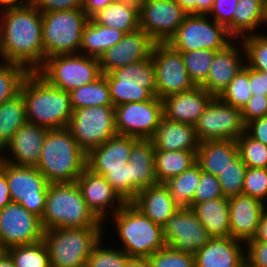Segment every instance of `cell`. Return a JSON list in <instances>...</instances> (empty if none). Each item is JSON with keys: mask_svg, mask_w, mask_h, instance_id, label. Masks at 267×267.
<instances>
[{"mask_svg": "<svg viewBox=\"0 0 267 267\" xmlns=\"http://www.w3.org/2000/svg\"><path fill=\"white\" fill-rule=\"evenodd\" d=\"M114 0H83V10L91 18L99 10L104 9Z\"/></svg>", "mask_w": 267, "mask_h": 267, "instance_id": "58", "label": "cell"}, {"mask_svg": "<svg viewBox=\"0 0 267 267\" xmlns=\"http://www.w3.org/2000/svg\"><path fill=\"white\" fill-rule=\"evenodd\" d=\"M212 6L213 0H196V14L208 15Z\"/></svg>", "mask_w": 267, "mask_h": 267, "instance_id": "60", "label": "cell"}, {"mask_svg": "<svg viewBox=\"0 0 267 267\" xmlns=\"http://www.w3.org/2000/svg\"><path fill=\"white\" fill-rule=\"evenodd\" d=\"M245 65L244 46L240 39H234L224 49L216 51L207 80L201 87L213 96H219Z\"/></svg>", "mask_w": 267, "mask_h": 267, "instance_id": "21", "label": "cell"}, {"mask_svg": "<svg viewBox=\"0 0 267 267\" xmlns=\"http://www.w3.org/2000/svg\"><path fill=\"white\" fill-rule=\"evenodd\" d=\"M91 18L100 25L118 29L125 34L140 28L138 5L124 0H114Z\"/></svg>", "mask_w": 267, "mask_h": 267, "instance_id": "32", "label": "cell"}, {"mask_svg": "<svg viewBox=\"0 0 267 267\" xmlns=\"http://www.w3.org/2000/svg\"><path fill=\"white\" fill-rule=\"evenodd\" d=\"M69 94L73 110L81 107L114 106L104 74L95 81L72 90Z\"/></svg>", "mask_w": 267, "mask_h": 267, "instance_id": "36", "label": "cell"}, {"mask_svg": "<svg viewBox=\"0 0 267 267\" xmlns=\"http://www.w3.org/2000/svg\"><path fill=\"white\" fill-rule=\"evenodd\" d=\"M138 7L140 28L155 43H167L187 15L176 0H147Z\"/></svg>", "mask_w": 267, "mask_h": 267, "instance_id": "17", "label": "cell"}, {"mask_svg": "<svg viewBox=\"0 0 267 267\" xmlns=\"http://www.w3.org/2000/svg\"><path fill=\"white\" fill-rule=\"evenodd\" d=\"M130 203L143 215L162 227L168 218L180 208L174 202L169 188L164 183L140 190Z\"/></svg>", "mask_w": 267, "mask_h": 267, "instance_id": "28", "label": "cell"}, {"mask_svg": "<svg viewBox=\"0 0 267 267\" xmlns=\"http://www.w3.org/2000/svg\"><path fill=\"white\" fill-rule=\"evenodd\" d=\"M249 85V67L245 65L218 97L225 103L242 110L252 96Z\"/></svg>", "mask_w": 267, "mask_h": 267, "instance_id": "43", "label": "cell"}, {"mask_svg": "<svg viewBox=\"0 0 267 267\" xmlns=\"http://www.w3.org/2000/svg\"><path fill=\"white\" fill-rule=\"evenodd\" d=\"M242 194L267 203V168H249L245 172Z\"/></svg>", "mask_w": 267, "mask_h": 267, "instance_id": "48", "label": "cell"}, {"mask_svg": "<svg viewBox=\"0 0 267 267\" xmlns=\"http://www.w3.org/2000/svg\"><path fill=\"white\" fill-rule=\"evenodd\" d=\"M28 1L29 0H0V12L20 7L26 4Z\"/></svg>", "mask_w": 267, "mask_h": 267, "instance_id": "61", "label": "cell"}, {"mask_svg": "<svg viewBox=\"0 0 267 267\" xmlns=\"http://www.w3.org/2000/svg\"><path fill=\"white\" fill-rule=\"evenodd\" d=\"M124 1L132 2V3H135L139 6L141 3H143L147 0H124Z\"/></svg>", "mask_w": 267, "mask_h": 267, "instance_id": "65", "label": "cell"}, {"mask_svg": "<svg viewBox=\"0 0 267 267\" xmlns=\"http://www.w3.org/2000/svg\"><path fill=\"white\" fill-rule=\"evenodd\" d=\"M110 219L115 225L116 237L120 239L119 248L130 257L147 259L166 246L162 226L143 215L130 202Z\"/></svg>", "mask_w": 267, "mask_h": 267, "instance_id": "5", "label": "cell"}, {"mask_svg": "<svg viewBox=\"0 0 267 267\" xmlns=\"http://www.w3.org/2000/svg\"><path fill=\"white\" fill-rule=\"evenodd\" d=\"M125 33L96 23L89 18L81 38L79 53L99 59L105 51L116 45Z\"/></svg>", "mask_w": 267, "mask_h": 267, "instance_id": "33", "label": "cell"}, {"mask_svg": "<svg viewBox=\"0 0 267 267\" xmlns=\"http://www.w3.org/2000/svg\"><path fill=\"white\" fill-rule=\"evenodd\" d=\"M155 148L151 139H137L132 146L130 162V202L138 192L158 184L155 173Z\"/></svg>", "mask_w": 267, "mask_h": 267, "instance_id": "27", "label": "cell"}, {"mask_svg": "<svg viewBox=\"0 0 267 267\" xmlns=\"http://www.w3.org/2000/svg\"><path fill=\"white\" fill-rule=\"evenodd\" d=\"M215 53L216 51L208 49L182 53L184 65L195 86H201L207 80Z\"/></svg>", "mask_w": 267, "mask_h": 267, "instance_id": "41", "label": "cell"}, {"mask_svg": "<svg viewBox=\"0 0 267 267\" xmlns=\"http://www.w3.org/2000/svg\"><path fill=\"white\" fill-rule=\"evenodd\" d=\"M266 25H267V0H266Z\"/></svg>", "mask_w": 267, "mask_h": 267, "instance_id": "68", "label": "cell"}, {"mask_svg": "<svg viewBox=\"0 0 267 267\" xmlns=\"http://www.w3.org/2000/svg\"><path fill=\"white\" fill-rule=\"evenodd\" d=\"M244 245V242L231 236L212 238L194 255L195 267H243Z\"/></svg>", "mask_w": 267, "mask_h": 267, "instance_id": "25", "label": "cell"}, {"mask_svg": "<svg viewBox=\"0 0 267 267\" xmlns=\"http://www.w3.org/2000/svg\"><path fill=\"white\" fill-rule=\"evenodd\" d=\"M245 132L254 140L267 145V116L248 122L245 125Z\"/></svg>", "mask_w": 267, "mask_h": 267, "instance_id": "55", "label": "cell"}, {"mask_svg": "<svg viewBox=\"0 0 267 267\" xmlns=\"http://www.w3.org/2000/svg\"><path fill=\"white\" fill-rule=\"evenodd\" d=\"M6 254V249H0V259Z\"/></svg>", "mask_w": 267, "mask_h": 267, "instance_id": "66", "label": "cell"}, {"mask_svg": "<svg viewBox=\"0 0 267 267\" xmlns=\"http://www.w3.org/2000/svg\"><path fill=\"white\" fill-rule=\"evenodd\" d=\"M191 209L212 238L230 236L229 201L227 197L197 203Z\"/></svg>", "mask_w": 267, "mask_h": 267, "instance_id": "31", "label": "cell"}, {"mask_svg": "<svg viewBox=\"0 0 267 267\" xmlns=\"http://www.w3.org/2000/svg\"><path fill=\"white\" fill-rule=\"evenodd\" d=\"M246 164L240 155L231 160L229 164L218 176V181L224 197H231L242 194Z\"/></svg>", "mask_w": 267, "mask_h": 267, "instance_id": "45", "label": "cell"}, {"mask_svg": "<svg viewBox=\"0 0 267 267\" xmlns=\"http://www.w3.org/2000/svg\"><path fill=\"white\" fill-rule=\"evenodd\" d=\"M124 267H150L149 262L145 258L141 257H129Z\"/></svg>", "mask_w": 267, "mask_h": 267, "instance_id": "62", "label": "cell"}, {"mask_svg": "<svg viewBox=\"0 0 267 267\" xmlns=\"http://www.w3.org/2000/svg\"><path fill=\"white\" fill-rule=\"evenodd\" d=\"M249 89L252 95L267 96V72L249 67Z\"/></svg>", "mask_w": 267, "mask_h": 267, "instance_id": "56", "label": "cell"}, {"mask_svg": "<svg viewBox=\"0 0 267 267\" xmlns=\"http://www.w3.org/2000/svg\"><path fill=\"white\" fill-rule=\"evenodd\" d=\"M229 201L230 236L242 242L252 239L267 204L244 194L231 196Z\"/></svg>", "mask_w": 267, "mask_h": 267, "instance_id": "23", "label": "cell"}, {"mask_svg": "<svg viewBox=\"0 0 267 267\" xmlns=\"http://www.w3.org/2000/svg\"><path fill=\"white\" fill-rule=\"evenodd\" d=\"M137 138L119 135L108 139L103 144L87 153L86 168L90 171H118L129 162L133 143Z\"/></svg>", "mask_w": 267, "mask_h": 267, "instance_id": "26", "label": "cell"}, {"mask_svg": "<svg viewBox=\"0 0 267 267\" xmlns=\"http://www.w3.org/2000/svg\"><path fill=\"white\" fill-rule=\"evenodd\" d=\"M246 65L255 71L267 72V34L256 33L242 37Z\"/></svg>", "mask_w": 267, "mask_h": 267, "instance_id": "42", "label": "cell"}, {"mask_svg": "<svg viewBox=\"0 0 267 267\" xmlns=\"http://www.w3.org/2000/svg\"><path fill=\"white\" fill-rule=\"evenodd\" d=\"M76 183L88 208L104 224L108 223L107 221L110 223V216L126 204L103 176L87 168L77 178Z\"/></svg>", "mask_w": 267, "mask_h": 267, "instance_id": "19", "label": "cell"}, {"mask_svg": "<svg viewBox=\"0 0 267 267\" xmlns=\"http://www.w3.org/2000/svg\"><path fill=\"white\" fill-rule=\"evenodd\" d=\"M27 123L25 103L19 93L0 104V147L3 149L15 132Z\"/></svg>", "mask_w": 267, "mask_h": 267, "instance_id": "37", "label": "cell"}, {"mask_svg": "<svg viewBox=\"0 0 267 267\" xmlns=\"http://www.w3.org/2000/svg\"><path fill=\"white\" fill-rule=\"evenodd\" d=\"M0 267H15L12 259L7 253L0 259Z\"/></svg>", "mask_w": 267, "mask_h": 267, "instance_id": "64", "label": "cell"}, {"mask_svg": "<svg viewBox=\"0 0 267 267\" xmlns=\"http://www.w3.org/2000/svg\"><path fill=\"white\" fill-rule=\"evenodd\" d=\"M87 154L115 136V107L92 106L74 109L67 127Z\"/></svg>", "mask_w": 267, "mask_h": 267, "instance_id": "11", "label": "cell"}, {"mask_svg": "<svg viewBox=\"0 0 267 267\" xmlns=\"http://www.w3.org/2000/svg\"><path fill=\"white\" fill-rule=\"evenodd\" d=\"M29 73L22 65L3 61L0 63V104L19 94L21 84Z\"/></svg>", "mask_w": 267, "mask_h": 267, "instance_id": "40", "label": "cell"}, {"mask_svg": "<svg viewBox=\"0 0 267 267\" xmlns=\"http://www.w3.org/2000/svg\"><path fill=\"white\" fill-rule=\"evenodd\" d=\"M163 117L162 99L130 102L115 106V128L119 135L151 139Z\"/></svg>", "mask_w": 267, "mask_h": 267, "instance_id": "15", "label": "cell"}, {"mask_svg": "<svg viewBox=\"0 0 267 267\" xmlns=\"http://www.w3.org/2000/svg\"><path fill=\"white\" fill-rule=\"evenodd\" d=\"M40 12L83 9V0H29Z\"/></svg>", "mask_w": 267, "mask_h": 267, "instance_id": "54", "label": "cell"}, {"mask_svg": "<svg viewBox=\"0 0 267 267\" xmlns=\"http://www.w3.org/2000/svg\"><path fill=\"white\" fill-rule=\"evenodd\" d=\"M104 75L114 107L149 101L156 96L155 67L151 56Z\"/></svg>", "mask_w": 267, "mask_h": 267, "instance_id": "8", "label": "cell"}, {"mask_svg": "<svg viewBox=\"0 0 267 267\" xmlns=\"http://www.w3.org/2000/svg\"><path fill=\"white\" fill-rule=\"evenodd\" d=\"M197 151L155 150V173L158 183H165L196 163Z\"/></svg>", "mask_w": 267, "mask_h": 267, "instance_id": "35", "label": "cell"}, {"mask_svg": "<svg viewBox=\"0 0 267 267\" xmlns=\"http://www.w3.org/2000/svg\"><path fill=\"white\" fill-rule=\"evenodd\" d=\"M239 155L235 140H213L199 143L196 162L201 170L216 177Z\"/></svg>", "mask_w": 267, "mask_h": 267, "instance_id": "30", "label": "cell"}, {"mask_svg": "<svg viewBox=\"0 0 267 267\" xmlns=\"http://www.w3.org/2000/svg\"><path fill=\"white\" fill-rule=\"evenodd\" d=\"M162 228L166 246L191 255L212 239L191 208H179Z\"/></svg>", "mask_w": 267, "mask_h": 267, "instance_id": "18", "label": "cell"}, {"mask_svg": "<svg viewBox=\"0 0 267 267\" xmlns=\"http://www.w3.org/2000/svg\"><path fill=\"white\" fill-rule=\"evenodd\" d=\"M15 267H50L49 253L43 240L6 249Z\"/></svg>", "mask_w": 267, "mask_h": 267, "instance_id": "39", "label": "cell"}, {"mask_svg": "<svg viewBox=\"0 0 267 267\" xmlns=\"http://www.w3.org/2000/svg\"><path fill=\"white\" fill-rule=\"evenodd\" d=\"M224 197L218 178L201 170L200 182L195 190L193 206L216 198Z\"/></svg>", "mask_w": 267, "mask_h": 267, "instance_id": "50", "label": "cell"}, {"mask_svg": "<svg viewBox=\"0 0 267 267\" xmlns=\"http://www.w3.org/2000/svg\"><path fill=\"white\" fill-rule=\"evenodd\" d=\"M41 219L20 203L11 202L0 209V241L4 249L43 240Z\"/></svg>", "mask_w": 267, "mask_h": 267, "instance_id": "16", "label": "cell"}, {"mask_svg": "<svg viewBox=\"0 0 267 267\" xmlns=\"http://www.w3.org/2000/svg\"><path fill=\"white\" fill-rule=\"evenodd\" d=\"M47 132V128L24 124L2 149L3 161L16 166L36 167Z\"/></svg>", "mask_w": 267, "mask_h": 267, "instance_id": "22", "label": "cell"}, {"mask_svg": "<svg viewBox=\"0 0 267 267\" xmlns=\"http://www.w3.org/2000/svg\"><path fill=\"white\" fill-rule=\"evenodd\" d=\"M213 97L201 86L168 95L162 98L163 116L174 122L194 125Z\"/></svg>", "mask_w": 267, "mask_h": 267, "instance_id": "24", "label": "cell"}, {"mask_svg": "<svg viewBox=\"0 0 267 267\" xmlns=\"http://www.w3.org/2000/svg\"><path fill=\"white\" fill-rule=\"evenodd\" d=\"M187 14H196V0H176Z\"/></svg>", "mask_w": 267, "mask_h": 267, "instance_id": "63", "label": "cell"}, {"mask_svg": "<svg viewBox=\"0 0 267 267\" xmlns=\"http://www.w3.org/2000/svg\"><path fill=\"white\" fill-rule=\"evenodd\" d=\"M0 249H4V248L2 247L1 241H0Z\"/></svg>", "mask_w": 267, "mask_h": 267, "instance_id": "69", "label": "cell"}, {"mask_svg": "<svg viewBox=\"0 0 267 267\" xmlns=\"http://www.w3.org/2000/svg\"><path fill=\"white\" fill-rule=\"evenodd\" d=\"M19 93L24 99L27 123L48 130L68 127L73 113L68 92L52 86L37 72H30Z\"/></svg>", "mask_w": 267, "mask_h": 267, "instance_id": "2", "label": "cell"}, {"mask_svg": "<svg viewBox=\"0 0 267 267\" xmlns=\"http://www.w3.org/2000/svg\"><path fill=\"white\" fill-rule=\"evenodd\" d=\"M239 0H213V6L208 14L210 18L227 28L233 37V14Z\"/></svg>", "mask_w": 267, "mask_h": 267, "instance_id": "51", "label": "cell"}, {"mask_svg": "<svg viewBox=\"0 0 267 267\" xmlns=\"http://www.w3.org/2000/svg\"><path fill=\"white\" fill-rule=\"evenodd\" d=\"M238 152L249 168H267V145L244 132L237 140Z\"/></svg>", "mask_w": 267, "mask_h": 267, "instance_id": "46", "label": "cell"}, {"mask_svg": "<svg viewBox=\"0 0 267 267\" xmlns=\"http://www.w3.org/2000/svg\"><path fill=\"white\" fill-rule=\"evenodd\" d=\"M103 239H105L104 236L93 246L86 267H124L130 256L117 245L105 246Z\"/></svg>", "mask_w": 267, "mask_h": 267, "instance_id": "44", "label": "cell"}, {"mask_svg": "<svg viewBox=\"0 0 267 267\" xmlns=\"http://www.w3.org/2000/svg\"><path fill=\"white\" fill-rule=\"evenodd\" d=\"M88 20L83 9L42 13L44 61L55 55L79 53Z\"/></svg>", "mask_w": 267, "mask_h": 267, "instance_id": "7", "label": "cell"}, {"mask_svg": "<svg viewBox=\"0 0 267 267\" xmlns=\"http://www.w3.org/2000/svg\"><path fill=\"white\" fill-rule=\"evenodd\" d=\"M266 26V0H239L233 14V38L260 33Z\"/></svg>", "mask_w": 267, "mask_h": 267, "instance_id": "34", "label": "cell"}, {"mask_svg": "<svg viewBox=\"0 0 267 267\" xmlns=\"http://www.w3.org/2000/svg\"><path fill=\"white\" fill-rule=\"evenodd\" d=\"M199 142L237 140L245 132L241 110L214 96L194 124Z\"/></svg>", "mask_w": 267, "mask_h": 267, "instance_id": "12", "label": "cell"}, {"mask_svg": "<svg viewBox=\"0 0 267 267\" xmlns=\"http://www.w3.org/2000/svg\"><path fill=\"white\" fill-rule=\"evenodd\" d=\"M36 72L52 86L68 93L102 74L99 59L81 53L48 57Z\"/></svg>", "mask_w": 267, "mask_h": 267, "instance_id": "9", "label": "cell"}, {"mask_svg": "<svg viewBox=\"0 0 267 267\" xmlns=\"http://www.w3.org/2000/svg\"><path fill=\"white\" fill-rule=\"evenodd\" d=\"M151 140L155 150L165 151H197L200 143L194 125L174 122L164 116Z\"/></svg>", "mask_w": 267, "mask_h": 267, "instance_id": "29", "label": "cell"}, {"mask_svg": "<svg viewBox=\"0 0 267 267\" xmlns=\"http://www.w3.org/2000/svg\"><path fill=\"white\" fill-rule=\"evenodd\" d=\"M241 113L245 125L254 119L267 116V96L252 95Z\"/></svg>", "mask_w": 267, "mask_h": 267, "instance_id": "53", "label": "cell"}, {"mask_svg": "<svg viewBox=\"0 0 267 267\" xmlns=\"http://www.w3.org/2000/svg\"><path fill=\"white\" fill-rule=\"evenodd\" d=\"M245 265L247 267H267V242L253 238L245 243Z\"/></svg>", "mask_w": 267, "mask_h": 267, "instance_id": "52", "label": "cell"}, {"mask_svg": "<svg viewBox=\"0 0 267 267\" xmlns=\"http://www.w3.org/2000/svg\"><path fill=\"white\" fill-rule=\"evenodd\" d=\"M87 154L66 128L48 130L36 168L49 183L76 182L86 169Z\"/></svg>", "mask_w": 267, "mask_h": 267, "instance_id": "3", "label": "cell"}, {"mask_svg": "<svg viewBox=\"0 0 267 267\" xmlns=\"http://www.w3.org/2000/svg\"><path fill=\"white\" fill-rule=\"evenodd\" d=\"M43 230L105 227L88 208L76 182L49 183L42 214Z\"/></svg>", "mask_w": 267, "mask_h": 267, "instance_id": "4", "label": "cell"}, {"mask_svg": "<svg viewBox=\"0 0 267 267\" xmlns=\"http://www.w3.org/2000/svg\"><path fill=\"white\" fill-rule=\"evenodd\" d=\"M91 172L103 176L126 203L130 202V162L122 170Z\"/></svg>", "mask_w": 267, "mask_h": 267, "instance_id": "49", "label": "cell"}, {"mask_svg": "<svg viewBox=\"0 0 267 267\" xmlns=\"http://www.w3.org/2000/svg\"><path fill=\"white\" fill-rule=\"evenodd\" d=\"M105 227L53 228L45 230L43 241L50 267H86L93 246L106 235Z\"/></svg>", "mask_w": 267, "mask_h": 267, "instance_id": "6", "label": "cell"}, {"mask_svg": "<svg viewBox=\"0 0 267 267\" xmlns=\"http://www.w3.org/2000/svg\"><path fill=\"white\" fill-rule=\"evenodd\" d=\"M150 267H195L194 255L165 246L147 258Z\"/></svg>", "mask_w": 267, "mask_h": 267, "instance_id": "47", "label": "cell"}, {"mask_svg": "<svg viewBox=\"0 0 267 267\" xmlns=\"http://www.w3.org/2000/svg\"><path fill=\"white\" fill-rule=\"evenodd\" d=\"M151 58L155 67L156 96L160 99L176 93L192 90L195 84L191 81L182 53L168 43H155Z\"/></svg>", "mask_w": 267, "mask_h": 267, "instance_id": "14", "label": "cell"}, {"mask_svg": "<svg viewBox=\"0 0 267 267\" xmlns=\"http://www.w3.org/2000/svg\"><path fill=\"white\" fill-rule=\"evenodd\" d=\"M2 160H3V157H2V149L0 147V164H1Z\"/></svg>", "mask_w": 267, "mask_h": 267, "instance_id": "67", "label": "cell"}, {"mask_svg": "<svg viewBox=\"0 0 267 267\" xmlns=\"http://www.w3.org/2000/svg\"><path fill=\"white\" fill-rule=\"evenodd\" d=\"M11 197L8 189V182L5 177V161L0 164V209L11 203Z\"/></svg>", "mask_w": 267, "mask_h": 267, "instance_id": "57", "label": "cell"}, {"mask_svg": "<svg viewBox=\"0 0 267 267\" xmlns=\"http://www.w3.org/2000/svg\"><path fill=\"white\" fill-rule=\"evenodd\" d=\"M5 177L12 202L42 217L49 182L36 167L16 166L5 161Z\"/></svg>", "mask_w": 267, "mask_h": 267, "instance_id": "13", "label": "cell"}, {"mask_svg": "<svg viewBox=\"0 0 267 267\" xmlns=\"http://www.w3.org/2000/svg\"><path fill=\"white\" fill-rule=\"evenodd\" d=\"M201 167L196 162L180 175L172 177L164 184L169 188L174 202L180 208H192L195 190L200 182Z\"/></svg>", "mask_w": 267, "mask_h": 267, "instance_id": "38", "label": "cell"}, {"mask_svg": "<svg viewBox=\"0 0 267 267\" xmlns=\"http://www.w3.org/2000/svg\"><path fill=\"white\" fill-rule=\"evenodd\" d=\"M256 241L267 242V206L261 214V218L258 224L257 232L253 237Z\"/></svg>", "mask_w": 267, "mask_h": 267, "instance_id": "59", "label": "cell"}, {"mask_svg": "<svg viewBox=\"0 0 267 267\" xmlns=\"http://www.w3.org/2000/svg\"><path fill=\"white\" fill-rule=\"evenodd\" d=\"M232 41L234 38L227 28L208 15L187 14L167 43L179 53H184L200 49L218 51Z\"/></svg>", "mask_w": 267, "mask_h": 267, "instance_id": "10", "label": "cell"}, {"mask_svg": "<svg viewBox=\"0 0 267 267\" xmlns=\"http://www.w3.org/2000/svg\"><path fill=\"white\" fill-rule=\"evenodd\" d=\"M155 42L141 28L126 33L122 40L104 52L99 58L102 74L147 59Z\"/></svg>", "mask_w": 267, "mask_h": 267, "instance_id": "20", "label": "cell"}, {"mask_svg": "<svg viewBox=\"0 0 267 267\" xmlns=\"http://www.w3.org/2000/svg\"><path fill=\"white\" fill-rule=\"evenodd\" d=\"M0 56L3 62L36 72L44 63L42 12L30 1L0 12Z\"/></svg>", "mask_w": 267, "mask_h": 267, "instance_id": "1", "label": "cell"}]
</instances>
